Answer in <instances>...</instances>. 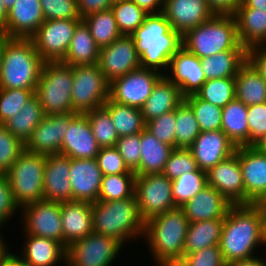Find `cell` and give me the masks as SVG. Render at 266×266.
<instances>
[{
    "label": "cell",
    "mask_w": 266,
    "mask_h": 266,
    "mask_svg": "<svg viewBox=\"0 0 266 266\" xmlns=\"http://www.w3.org/2000/svg\"><path fill=\"white\" fill-rule=\"evenodd\" d=\"M69 175L72 201H98L103 174L96 158L71 159Z\"/></svg>",
    "instance_id": "cell-22"
},
{
    "label": "cell",
    "mask_w": 266,
    "mask_h": 266,
    "mask_svg": "<svg viewBox=\"0 0 266 266\" xmlns=\"http://www.w3.org/2000/svg\"><path fill=\"white\" fill-rule=\"evenodd\" d=\"M72 66L61 61L44 62L34 95L44 115L73 113Z\"/></svg>",
    "instance_id": "cell-7"
},
{
    "label": "cell",
    "mask_w": 266,
    "mask_h": 266,
    "mask_svg": "<svg viewBox=\"0 0 266 266\" xmlns=\"http://www.w3.org/2000/svg\"><path fill=\"white\" fill-rule=\"evenodd\" d=\"M24 235L25 242L20 249L23 252L14 253L22 262L30 266H55L64 262L66 266L67 248L63 244L50 238Z\"/></svg>",
    "instance_id": "cell-26"
},
{
    "label": "cell",
    "mask_w": 266,
    "mask_h": 266,
    "mask_svg": "<svg viewBox=\"0 0 266 266\" xmlns=\"http://www.w3.org/2000/svg\"><path fill=\"white\" fill-rule=\"evenodd\" d=\"M221 130L236 148L249 146L248 106L234 99L223 107Z\"/></svg>",
    "instance_id": "cell-33"
},
{
    "label": "cell",
    "mask_w": 266,
    "mask_h": 266,
    "mask_svg": "<svg viewBox=\"0 0 266 266\" xmlns=\"http://www.w3.org/2000/svg\"><path fill=\"white\" fill-rule=\"evenodd\" d=\"M61 219L63 228V245L66 248L71 243L93 233L91 202L71 201L61 203Z\"/></svg>",
    "instance_id": "cell-27"
},
{
    "label": "cell",
    "mask_w": 266,
    "mask_h": 266,
    "mask_svg": "<svg viewBox=\"0 0 266 266\" xmlns=\"http://www.w3.org/2000/svg\"><path fill=\"white\" fill-rule=\"evenodd\" d=\"M20 212L23 233L50 238L63 244L61 203L42 199L24 205Z\"/></svg>",
    "instance_id": "cell-13"
},
{
    "label": "cell",
    "mask_w": 266,
    "mask_h": 266,
    "mask_svg": "<svg viewBox=\"0 0 266 266\" xmlns=\"http://www.w3.org/2000/svg\"><path fill=\"white\" fill-rule=\"evenodd\" d=\"M224 218L189 223L183 257L219 245Z\"/></svg>",
    "instance_id": "cell-36"
},
{
    "label": "cell",
    "mask_w": 266,
    "mask_h": 266,
    "mask_svg": "<svg viewBox=\"0 0 266 266\" xmlns=\"http://www.w3.org/2000/svg\"><path fill=\"white\" fill-rule=\"evenodd\" d=\"M238 8H255L258 10H266V0H241Z\"/></svg>",
    "instance_id": "cell-64"
},
{
    "label": "cell",
    "mask_w": 266,
    "mask_h": 266,
    "mask_svg": "<svg viewBox=\"0 0 266 266\" xmlns=\"http://www.w3.org/2000/svg\"><path fill=\"white\" fill-rule=\"evenodd\" d=\"M44 21L40 0H17L2 32L10 38H30Z\"/></svg>",
    "instance_id": "cell-25"
},
{
    "label": "cell",
    "mask_w": 266,
    "mask_h": 266,
    "mask_svg": "<svg viewBox=\"0 0 266 266\" xmlns=\"http://www.w3.org/2000/svg\"><path fill=\"white\" fill-rule=\"evenodd\" d=\"M196 95L220 108L236 99L235 78H220L207 80Z\"/></svg>",
    "instance_id": "cell-44"
},
{
    "label": "cell",
    "mask_w": 266,
    "mask_h": 266,
    "mask_svg": "<svg viewBox=\"0 0 266 266\" xmlns=\"http://www.w3.org/2000/svg\"><path fill=\"white\" fill-rule=\"evenodd\" d=\"M8 11L4 7V2L0 0V31L5 28Z\"/></svg>",
    "instance_id": "cell-66"
},
{
    "label": "cell",
    "mask_w": 266,
    "mask_h": 266,
    "mask_svg": "<svg viewBox=\"0 0 266 266\" xmlns=\"http://www.w3.org/2000/svg\"><path fill=\"white\" fill-rule=\"evenodd\" d=\"M135 178V174L103 176L98 201H116L133 197Z\"/></svg>",
    "instance_id": "cell-42"
},
{
    "label": "cell",
    "mask_w": 266,
    "mask_h": 266,
    "mask_svg": "<svg viewBox=\"0 0 266 266\" xmlns=\"http://www.w3.org/2000/svg\"><path fill=\"white\" fill-rule=\"evenodd\" d=\"M101 147L93 135L85 114H78L71 122L61 144V155L70 159H94Z\"/></svg>",
    "instance_id": "cell-23"
},
{
    "label": "cell",
    "mask_w": 266,
    "mask_h": 266,
    "mask_svg": "<svg viewBox=\"0 0 266 266\" xmlns=\"http://www.w3.org/2000/svg\"><path fill=\"white\" fill-rule=\"evenodd\" d=\"M235 78L236 99L247 106L266 103V82L246 60Z\"/></svg>",
    "instance_id": "cell-32"
},
{
    "label": "cell",
    "mask_w": 266,
    "mask_h": 266,
    "mask_svg": "<svg viewBox=\"0 0 266 266\" xmlns=\"http://www.w3.org/2000/svg\"><path fill=\"white\" fill-rule=\"evenodd\" d=\"M17 210L19 207L13 201L7 176L0 174V224L4 226L12 216L18 215Z\"/></svg>",
    "instance_id": "cell-56"
},
{
    "label": "cell",
    "mask_w": 266,
    "mask_h": 266,
    "mask_svg": "<svg viewBox=\"0 0 266 266\" xmlns=\"http://www.w3.org/2000/svg\"><path fill=\"white\" fill-rule=\"evenodd\" d=\"M43 64L30 38H10L3 52L0 88L35 90Z\"/></svg>",
    "instance_id": "cell-5"
},
{
    "label": "cell",
    "mask_w": 266,
    "mask_h": 266,
    "mask_svg": "<svg viewBox=\"0 0 266 266\" xmlns=\"http://www.w3.org/2000/svg\"><path fill=\"white\" fill-rule=\"evenodd\" d=\"M141 133L122 136L116 142L115 147L122 156L125 165L130 171H135L140 165Z\"/></svg>",
    "instance_id": "cell-54"
},
{
    "label": "cell",
    "mask_w": 266,
    "mask_h": 266,
    "mask_svg": "<svg viewBox=\"0 0 266 266\" xmlns=\"http://www.w3.org/2000/svg\"><path fill=\"white\" fill-rule=\"evenodd\" d=\"M175 110L146 122L145 128L159 141L175 148Z\"/></svg>",
    "instance_id": "cell-51"
},
{
    "label": "cell",
    "mask_w": 266,
    "mask_h": 266,
    "mask_svg": "<svg viewBox=\"0 0 266 266\" xmlns=\"http://www.w3.org/2000/svg\"><path fill=\"white\" fill-rule=\"evenodd\" d=\"M175 148H189L201 130L191 106L183 100L175 109Z\"/></svg>",
    "instance_id": "cell-40"
},
{
    "label": "cell",
    "mask_w": 266,
    "mask_h": 266,
    "mask_svg": "<svg viewBox=\"0 0 266 266\" xmlns=\"http://www.w3.org/2000/svg\"><path fill=\"white\" fill-rule=\"evenodd\" d=\"M207 186L206 172L200 169L172 180V197L175 206H183Z\"/></svg>",
    "instance_id": "cell-43"
},
{
    "label": "cell",
    "mask_w": 266,
    "mask_h": 266,
    "mask_svg": "<svg viewBox=\"0 0 266 266\" xmlns=\"http://www.w3.org/2000/svg\"><path fill=\"white\" fill-rule=\"evenodd\" d=\"M96 160L103 176L116 174H135V172L130 171L125 165L122 156L115 146L102 147L96 156Z\"/></svg>",
    "instance_id": "cell-53"
},
{
    "label": "cell",
    "mask_w": 266,
    "mask_h": 266,
    "mask_svg": "<svg viewBox=\"0 0 266 266\" xmlns=\"http://www.w3.org/2000/svg\"><path fill=\"white\" fill-rule=\"evenodd\" d=\"M183 100L184 96L180 88L163 75L156 82L145 104L140 108L144 122L175 110Z\"/></svg>",
    "instance_id": "cell-29"
},
{
    "label": "cell",
    "mask_w": 266,
    "mask_h": 266,
    "mask_svg": "<svg viewBox=\"0 0 266 266\" xmlns=\"http://www.w3.org/2000/svg\"><path fill=\"white\" fill-rule=\"evenodd\" d=\"M82 20H45L30 37L44 62L62 61L74 36L76 26Z\"/></svg>",
    "instance_id": "cell-12"
},
{
    "label": "cell",
    "mask_w": 266,
    "mask_h": 266,
    "mask_svg": "<svg viewBox=\"0 0 266 266\" xmlns=\"http://www.w3.org/2000/svg\"><path fill=\"white\" fill-rule=\"evenodd\" d=\"M99 48L109 46L122 36L111 9L91 14L82 19Z\"/></svg>",
    "instance_id": "cell-39"
},
{
    "label": "cell",
    "mask_w": 266,
    "mask_h": 266,
    "mask_svg": "<svg viewBox=\"0 0 266 266\" xmlns=\"http://www.w3.org/2000/svg\"><path fill=\"white\" fill-rule=\"evenodd\" d=\"M99 50L88 26L82 20L76 26L68 51L61 62L71 66L98 64Z\"/></svg>",
    "instance_id": "cell-34"
},
{
    "label": "cell",
    "mask_w": 266,
    "mask_h": 266,
    "mask_svg": "<svg viewBox=\"0 0 266 266\" xmlns=\"http://www.w3.org/2000/svg\"><path fill=\"white\" fill-rule=\"evenodd\" d=\"M247 60L266 82V45H257L247 49Z\"/></svg>",
    "instance_id": "cell-58"
},
{
    "label": "cell",
    "mask_w": 266,
    "mask_h": 266,
    "mask_svg": "<svg viewBox=\"0 0 266 266\" xmlns=\"http://www.w3.org/2000/svg\"><path fill=\"white\" fill-rule=\"evenodd\" d=\"M191 106L201 132L220 130L222 123V108L200 99L196 94L184 97Z\"/></svg>",
    "instance_id": "cell-46"
},
{
    "label": "cell",
    "mask_w": 266,
    "mask_h": 266,
    "mask_svg": "<svg viewBox=\"0 0 266 266\" xmlns=\"http://www.w3.org/2000/svg\"><path fill=\"white\" fill-rule=\"evenodd\" d=\"M135 196L144 221L176 208L172 197V181L162 173L136 176Z\"/></svg>",
    "instance_id": "cell-11"
},
{
    "label": "cell",
    "mask_w": 266,
    "mask_h": 266,
    "mask_svg": "<svg viewBox=\"0 0 266 266\" xmlns=\"http://www.w3.org/2000/svg\"><path fill=\"white\" fill-rule=\"evenodd\" d=\"M98 66L109 83L140 68L135 43L130 35H122L109 46L100 48Z\"/></svg>",
    "instance_id": "cell-16"
},
{
    "label": "cell",
    "mask_w": 266,
    "mask_h": 266,
    "mask_svg": "<svg viewBox=\"0 0 266 266\" xmlns=\"http://www.w3.org/2000/svg\"><path fill=\"white\" fill-rule=\"evenodd\" d=\"M162 13L181 36L214 15L206 0H164Z\"/></svg>",
    "instance_id": "cell-21"
},
{
    "label": "cell",
    "mask_w": 266,
    "mask_h": 266,
    "mask_svg": "<svg viewBox=\"0 0 266 266\" xmlns=\"http://www.w3.org/2000/svg\"><path fill=\"white\" fill-rule=\"evenodd\" d=\"M162 76L158 71L140 67L113 80L109 87V98L123 105L141 108Z\"/></svg>",
    "instance_id": "cell-14"
},
{
    "label": "cell",
    "mask_w": 266,
    "mask_h": 266,
    "mask_svg": "<svg viewBox=\"0 0 266 266\" xmlns=\"http://www.w3.org/2000/svg\"><path fill=\"white\" fill-rule=\"evenodd\" d=\"M164 75L180 88L184 97L196 94L207 81L200 58L183 46L170 58L167 73Z\"/></svg>",
    "instance_id": "cell-19"
},
{
    "label": "cell",
    "mask_w": 266,
    "mask_h": 266,
    "mask_svg": "<svg viewBox=\"0 0 266 266\" xmlns=\"http://www.w3.org/2000/svg\"><path fill=\"white\" fill-rule=\"evenodd\" d=\"M214 14L233 15L241 4V0H206Z\"/></svg>",
    "instance_id": "cell-59"
},
{
    "label": "cell",
    "mask_w": 266,
    "mask_h": 266,
    "mask_svg": "<svg viewBox=\"0 0 266 266\" xmlns=\"http://www.w3.org/2000/svg\"><path fill=\"white\" fill-rule=\"evenodd\" d=\"M249 146L266 142V103L248 106Z\"/></svg>",
    "instance_id": "cell-50"
},
{
    "label": "cell",
    "mask_w": 266,
    "mask_h": 266,
    "mask_svg": "<svg viewBox=\"0 0 266 266\" xmlns=\"http://www.w3.org/2000/svg\"><path fill=\"white\" fill-rule=\"evenodd\" d=\"M239 164L244 182V204L266 200V149L239 147Z\"/></svg>",
    "instance_id": "cell-15"
},
{
    "label": "cell",
    "mask_w": 266,
    "mask_h": 266,
    "mask_svg": "<svg viewBox=\"0 0 266 266\" xmlns=\"http://www.w3.org/2000/svg\"><path fill=\"white\" fill-rule=\"evenodd\" d=\"M45 20H82L78 13L77 0H40Z\"/></svg>",
    "instance_id": "cell-52"
},
{
    "label": "cell",
    "mask_w": 266,
    "mask_h": 266,
    "mask_svg": "<svg viewBox=\"0 0 266 266\" xmlns=\"http://www.w3.org/2000/svg\"><path fill=\"white\" fill-rule=\"evenodd\" d=\"M259 212L261 217V227H262V240L264 247L266 246V201H259L254 204Z\"/></svg>",
    "instance_id": "cell-62"
},
{
    "label": "cell",
    "mask_w": 266,
    "mask_h": 266,
    "mask_svg": "<svg viewBox=\"0 0 266 266\" xmlns=\"http://www.w3.org/2000/svg\"><path fill=\"white\" fill-rule=\"evenodd\" d=\"M148 14H158L163 12L164 0H132Z\"/></svg>",
    "instance_id": "cell-60"
},
{
    "label": "cell",
    "mask_w": 266,
    "mask_h": 266,
    "mask_svg": "<svg viewBox=\"0 0 266 266\" xmlns=\"http://www.w3.org/2000/svg\"><path fill=\"white\" fill-rule=\"evenodd\" d=\"M111 10L122 35H131L149 15L132 0H115Z\"/></svg>",
    "instance_id": "cell-41"
},
{
    "label": "cell",
    "mask_w": 266,
    "mask_h": 266,
    "mask_svg": "<svg viewBox=\"0 0 266 266\" xmlns=\"http://www.w3.org/2000/svg\"><path fill=\"white\" fill-rule=\"evenodd\" d=\"M99 146L114 147L119 135L114 127L109 111L104 107L93 109L85 114Z\"/></svg>",
    "instance_id": "cell-45"
},
{
    "label": "cell",
    "mask_w": 266,
    "mask_h": 266,
    "mask_svg": "<svg viewBox=\"0 0 266 266\" xmlns=\"http://www.w3.org/2000/svg\"><path fill=\"white\" fill-rule=\"evenodd\" d=\"M35 90L0 88V125L20 112Z\"/></svg>",
    "instance_id": "cell-47"
},
{
    "label": "cell",
    "mask_w": 266,
    "mask_h": 266,
    "mask_svg": "<svg viewBox=\"0 0 266 266\" xmlns=\"http://www.w3.org/2000/svg\"><path fill=\"white\" fill-rule=\"evenodd\" d=\"M5 228V226L0 224V231H2V228ZM5 236L0 232V261L3 260L11 251L8 249L9 246L3 239ZM5 242V243H4Z\"/></svg>",
    "instance_id": "cell-65"
},
{
    "label": "cell",
    "mask_w": 266,
    "mask_h": 266,
    "mask_svg": "<svg viewBox=\"0 0 266 266\" xmlns=\"http://www.w3.org/2000/svg\"><path fill=\"white\" fill-rule=\"evenodd\" d=\"M0 266H30L22 262L12 251L0 261Z\"/></svg>",
    "instance_id": "cell-63"
},
{
    "label": "cell",
    "mask_w": 266,
    "mask_h": 266,
    "mask_svg": "<svg viewBox=\"0 0 266 266\" xmlns=\"http://www.w3.org/2000/svg\"><path fill=\"white\" fill-rule=\"evenodd\" d=\"M263 246L258 208L254 204L232 205L224 218L219 242L224 262L255 257L256 249Z\"/></svg>",
    "instance_id": "cell-1"
},
{
    "label": "cell",
    "mask_w": 266,
    "mask_h": 266,
    "mask_svg": "<svg viewBox=\"0 0 266 266\" xmlns=\"http://www.w3.org/2000/svg\"><path fill=\"white\" fill-rule=\"evenodd\" d=\"M200 60L206 80L234 78L247 60V50H224Z\"/></svg>",
    "instance_id": "cell-35"
},
{
    "label": "cell",
    "mask_w": 266,
    "mask_h": 266,
    "mask_svg": "<svg viewBox=\"0 0 266 266\" xmlns=\"http://www.w3.org/2000/svg\"><path fill=\"white\" fill-rule=\"evenodd\" d=\"M73 113L86 114L102 107L109 98L110 83L98 64L72 66Z\"/></svg>",
    "instance_id": "cell-9"
},
{
    "label": "cell",
    "mask_w": 266,
    "mask_h": 266,
    "mask_svg": "<svg viewBox=\"0 0 266 266\" xmlns=\"http://www.w3.org/2000/svg\"><path fill=\"white\" fill-rule=\"evenodd\" d=\"M227 266H266V260L261 256H255L248 259L232 261Z\"/></svg>",
    "instance_id": "cell-61"
},
{
    "label": "cell",
    "mask_w": 266,
    "mask_h": 266,
    "mask_svg": "<svg viewBox=\"0 0 266 266\" xmlns=\"http://www.w3.org/2000/svg\"><path fill=\"white\" fill-rule=\"evenodd\" d=\"M240 44L247 50L266 45V10L237 8L233 14Z\"/></svg>",
    "instance_id": "cell-30"
},
{
    "label": "cell",
    "mask_w": 266,
    "mask_h": 266,
    "mask_svg": "<svg viewBox=\"0 0 266 266\" xmlns=\"http://www.w3.org/2000/svg\"><path fill=\"white\" fill-rule=\"evenodd\" d=\"M92 214L94 233L113 238L123 246L139 237L143 239L145 221L140 216L135 195L123 200L94 202Z\"/></svg>",
    "instance_id": "cell-4"
},
{
    "label": "cell",
    "mask_w": 266,
    "mask_h": 266,
    "mask_svg": "<svg viewBox=\"0 0 266 266\" xmlns=\"http://www.w3.org/2000/svg\"><path fill=\"white\" fill-rule=\"evenodd\" d=\"M175 266H227L219 245H213L196 253L185 255Z\"/></svg>",
    "instance_id": "cell-55"
},
{
    "label": "cell",
    "mask_w": 266,
    "mask_h": 266,
    "mask_svg": "<svg viewBox=\"0 0 266 266\" xmlns=\"http://www.w3.org/2000/svg\"><path fill=\"white\" fill-rule=\"evenodd\" d=\"M122 250L119 241L93 232L67 247L66 266H112Z\"/></svg>",
    "instance_id": "cell-10"
},
{
    "label": "cell",
    "mask_w": 266,
    "mask_h": 266,
    "mask_svg": "<svg viewBox=\"0 0 266 266\" xmlns=\"http://www.w3.org/2000/svg\"><path fill=\"white\" fill-rule=\"evenodd\" d=\"M207 184L232 205L244 204V182L239 164V147L228 158L206 172Z\"/></svg>",
    "instance_id": "cell-18"
},
{
    "label": "cell",
    "mask_w": 266,
    "mask_h": 266,
    "mask_svg": "<svg viewBox=\"0 0 266 266\" xmlns=\"http://www.w3.org/2000/svg\"><path fill=\"white\" fill-rule=\"evenodd\" d=\"M140 165L134 171L136 176L162 173L172 146L159 141L146 128L141 132Z\"/></svg>",
    "instance_id": "cell-31"
},
{
    "label": "cell",
    "mask_w": 266,
    "mask_h": 266,
    "mask_svg": "<svg viewBox=\"0 0 266 266\" xmlns=\"http://www.w3.org/2000/svg\"><path fill=\"white\" fill-rule=\"evenodd\" d=\"M200 170L207 172L236 151L235 145L220 130L200 132L188 148Z\"/></svg>",
    "instance_id": "cell-20"
},
{
    "label": "cell",
    "mask_w": 266,
    "mask_h": 266,
    "mask_svg": "<svg viewBox=\"0 0 266 266\" xmlns=\"http://www.w3.org/2000/svg\"><path fill=\"white\" fill-rule=\"evenodd\" d=\"M10 39L5 33L0 31V68L2 64L3 52L6 46V42Z\"/></svg>",
    "instance_id": "cell-67"
},
{
    "label": "cell",
    "mask_w": 266,
    "mask_h": 266,
    "mask_svg": "<svg viewBox=\"0 0 266 266\" xmlns=\"http://www.w3.org/2000/svg\"><path fill=\"white\" fill-rule=\"evenodd\" d=\"M44 112L38 98L33 95L19 113L3 126L24 144L44 118Z\"/></svg>",
    "instance_id": "cell-37"
},
{
    "label": "cell",
    "mask_w": 266,
    "mask_h": 266,
    "mask_svg": "<svg viewBox=\"0 0 266 266\" xmlns=\"http://www.w3.org/2000/svg\"><path fill=\"white\" fill-rule=\"evenodd\" d=\"M77 113L45 115L25 143V150L41 155L61 154V144Z\"/></svg>",
    "instance_id": "cell-17"
},
{
    "label": "cell",
    "mask_w": 266,
    "mask_h": 266,
    "mask_svg": "<svg viewBox=\"0 0 266 266\" xmlns=\"http://www.w3.org/2000/svg\"><path fill=\"white\" fill-rule=\"evenodd\" d=\"M115 0H77L78 13L81 19L111 9Z\"/></svg>",
    "instance_id": "cell-57"
},
{
    "label": "cell",
    "mask_w": 266,
    "mask_h": 266,
    "mask_svg": "<svg viewBox=\"0 0 266 266\" xmlns=\"http://www.w3.org/2000/svg\"><path fill=\"white\" fill-rule=\"evenodd\" d=\"M46 155L24 150L5 174L14 203L19 207L44 199Z\"/></svg>",
    "instance_id": "cell-8"
},
{
    "label": "cell",
    "mask_w": 266,
    "mask_h": 266,
    "mask_svg": "<svg viewBox=\"0 0 266 266\" xmlns=\"http://www.w3.org/2000/svg\"><path fill=\"white\" fill-rule=\"evenodd\" d=\"M71 159L61 154L47 155L43 177L44 200L64 203L72 201L70 184Z\"/></svg>",
    "instance_id": "cell-24"
},
{
    "label": "cell",
    "mask_w": 266,
    "mask_h": 266,
    "mask_svg": "<svg viewBox=\"0 0 266 266\" xmlns=\"http://www.w3.org/2000/svg\"><path fill=\"white\" fill-rule=\"evenodd\" d=\"M198 169L197 162L188 148H174L165 163L162 174L172 181Z\"/></svg>",
    "instance_id": "cell-48"
},
{
    "label": "cell",
    "mask_w": 266,
    "mask_h": 266,
    "mask_svg": "<svg viewBox=\"0 0 266 266\" xmlns=\"http://www.w3.org/2000/svg\"><path fill=\"white\" fill-rule=\"evenodd\" d=\"M24 150L25 144L0 125V174H6Z\"/></svg>",
    "instance_id": "cell-49"
},
{
    "label": "cell",
    "mask_w": 266,
    "mask_h": 266,
    "mask_svg": "<svg viewBox=\"0 0 266 266\" xmlns=\"http://www.w3.org/2000/svg\"><path fill=\"white\" fill-rule=\"evenodd\" d=\"M103 106L109 111L119 137L138 134L145 129L146 123L140 108L123 105L110 98Z\"/></svg>",
    "instance_id": "cell-38"
},
{
    "label": "cell",
    "mask_w": 266,
    "mask_h": 266,
    "mask_svg": "<svg viewBox=\"0 0 266 266\" xmlns=\"http://www.w3.org/2000/svg\"><path fill=\"white\" fill-rule=\"evenodd\" d=\"M182 46L200 59L224 50H246L240 44L234 16L220 14L182 35Z\"/></svg>",
    "instance_id": "cell-6"
},
{
    "label": "cell",
    "mask_w": 266,
    "mask_h": 266,
    "mask_svg": "<svg viewBox=\"0 0 266 266\" xmlns=\"http://www.w3.org/2000/svg\"><path fill=\"white\" fill-rule=\"evenodd\" d=\"M4 2V7L9 11L17 0H2Z\"/></svg>",
    "instance_id": "cell-68"
},
{
    "label": "cell",
    "mask_w": 266,
    "mask_h": 266,
    "mask_svg": "<svg viewBox=\"0 0 266 266\" xmlns=\"http://www.w3.org/2000/svg\"><path fill=\"white\" fill-rule=\"evenodd\" d=\"M232 204L213 187L207 186L181 208L189 223L225 218Z\"/></svg>",
    "instance_id": "cell-28"
},
{
    "label": "cell",
    "mask_w": 266,
    "mask_h": 266,
    "mask_svg": "<svg viewBox=\"0 0 266 266\" xmlns=\"http://www.w3.org/2000/svg\"><path fill=\"white\" fill-rule=\"evenodd\" d=\"M142 68L167 73L170 58L182 47V36L171 28L163 13L149 14L130 35Z\"/></svg>",
    "instance_id": "cell-2"
},
{
    "label": "cell",
    "mask_w": 266,
    "mask_h": 266,
    "mask_svg": "<svg viewBox=\"0 0 266 266\" xmlns=\"http://www.w3.org/2000/svg\"><path fill=\"white\" fill-rule=\"evenodd\" d=\"M189 221L181 207L168 210L145 221L143 240L156 265L175 266L184 253Z\"/></svg>",
    "instance_id": "cell-3"
}]
</instances>
